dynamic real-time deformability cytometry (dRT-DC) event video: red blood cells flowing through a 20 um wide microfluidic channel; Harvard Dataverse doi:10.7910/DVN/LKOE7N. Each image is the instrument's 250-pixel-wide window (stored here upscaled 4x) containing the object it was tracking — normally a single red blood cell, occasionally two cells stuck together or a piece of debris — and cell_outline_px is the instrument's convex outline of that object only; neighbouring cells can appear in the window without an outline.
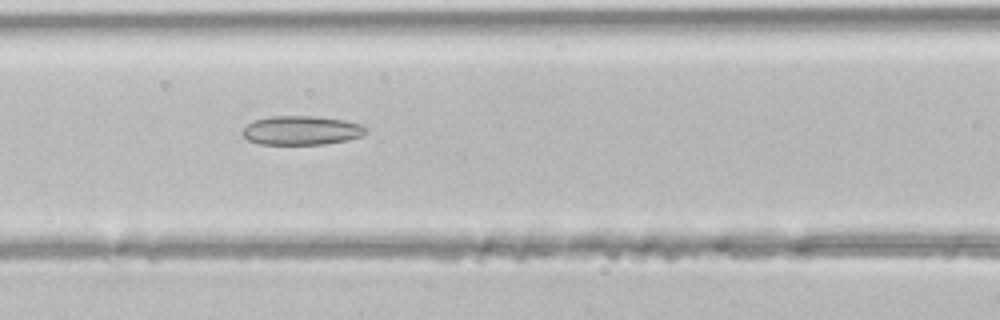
{"species": "common noctule bat (a hibernating species)", "species_latin": "Nyctalus noctula", "temperature_condition": "room temperature", "stored_images_in_passage": 41, "camera_frame_rate_fps": 3000, "um_per_image_px": 0.085, "animal": {"sex": "male", "body_mass_g": 21.5, "forearm_length_mm": 52.0}, "frame": {"image": 1, "passage_image": 15, "time_ms": 4.667, "image_size_px": [1000, 320], "cell_outline_px": [[368, 132], [360, 136], [348, 140], [324, 144], [260, 144], [248, 140], [240, 132], [248, 124], [256, 120], [272, 116], [316, 116], [344, 120], [360, 124]], "centroid_in_image_um": [25.62, 11.08], "position_along_channel_um": 141.0, "area_um2": 20.75}}
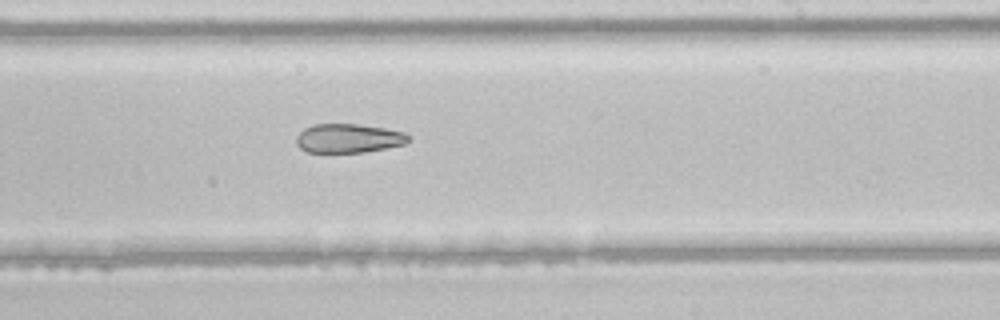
{"frame": {"image": 2, "passage_image": 23, "time_ms": 7.333, "image_size_px": [1000, 320], "cell_outline_px": [[412, 140], [404, 144], [364, 152], [308, 152], [300, 148], [296, 144], [296, 136], [304, 128], [312, 124], [356, 124], [384, 128], [404, 132], [412, 136]], "centroid_in_image_um": [29.63, 11.75], "position_along_channel_um": 259.4, "area_um2": 19.02}}
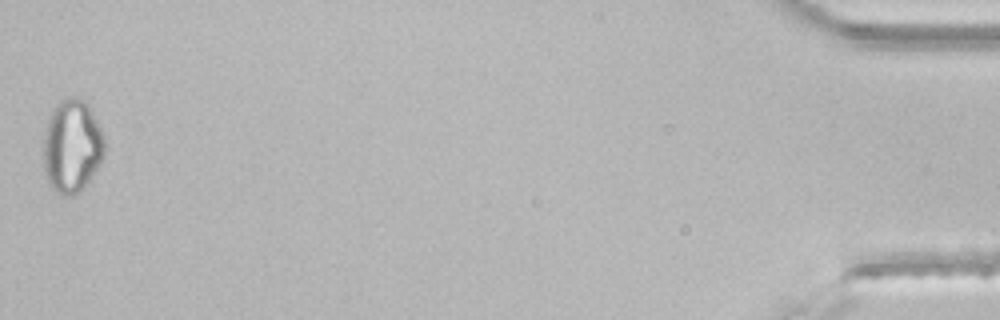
{"frame": {"image": 3, "passage_image": 41, "time_ms": 13.333, "image_size_px": [1000, 320], "cell_outline_px": [[104, 156], [100, 164], [84, 188], [76, 196], [60, 196], [52, 188], [48, 180], [44, 168], [44, 132], [52, 108], [64, 96], [72, 96], [84, 100], [88, 104], [104, 136]], "centroid_in_image_um": [6.12, 12.43], "position_along_channel_um": 429.1, "area_um2": 33.52}}